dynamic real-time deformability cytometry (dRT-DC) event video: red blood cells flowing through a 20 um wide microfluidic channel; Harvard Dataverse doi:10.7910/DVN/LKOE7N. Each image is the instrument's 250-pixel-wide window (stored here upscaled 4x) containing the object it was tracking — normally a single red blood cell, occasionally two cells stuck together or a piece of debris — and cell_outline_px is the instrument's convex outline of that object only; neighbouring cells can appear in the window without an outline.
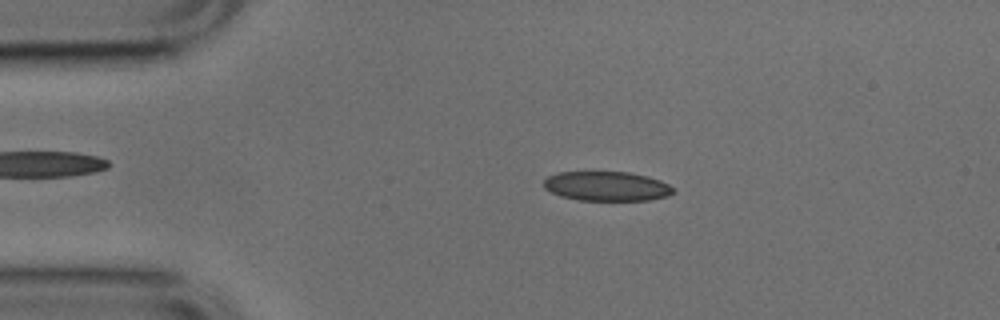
{"species": "common noctule bat (a hibernating species)", "species_latin": "Nyctalus noctula", "temperature_condition": "cold", "stored_images_in_passage": 50, "camera_frame_rate_fps": 3000, "um_per_image_px": 0.085, "animal": {"sex": "male", "body_mass_g": 17.9, "forearm_length_mm": 54.2}, "frame": {"image": 1, "passage_image": 9, "time_ms": 2.667, "image_size_px": [1000, 320], "cell_outline_px": [[676, 192], [668, 196], [648, 200], [580, 200], [560, 196], [544, 188], [544, 180], [548, 176], [556, 172], [628, 172], [648, 176], [660, 180], [668, 184]], "centroid_in_image_um": [51.57, 15.82], "position_along_channel_um": 33.4, "area_um2": 22.25}}
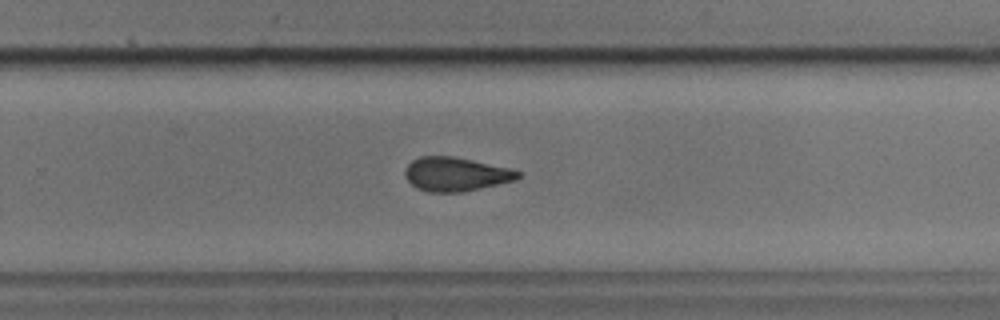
{"frame": {"image": 2, "passage_image": 32, "time_ms": 10.333, "image_size_px": [1000, 320], "cell_outline_px": [[520, 176], [516, 180], [480, 188], [460, 192], [428, 192], [416, 188], [404, 176], [404, 168], [412, 160], [420, 156], [452, 156], [512, 168], [520, 172]], "centroid_in_image_um": [38.72, 14.8], "position_along_channel_um": 291.1, "area_um2": 22.37}}
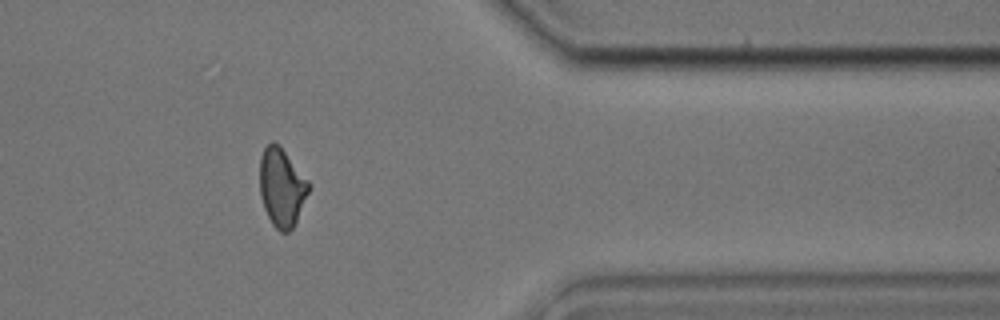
{"frame": {"image": 3, "passage_image": 41, "time_ms": 13.333, "image_size_px": [1000, 320], "cell_outline_px": [[308, 192], [296, 220], [292, 228], [288, 232], [280, 232], [272, 224], [264, 208], [260, 196], [260, 156], [264, 148], [272, 140], [280, 144], [308, 180]], "centroid_in_image_um": [23.92, 15.88], "position_along_channel_um": 387.5, "area_um2": 22.2}, "authors_computed_cell_mechanics": {"area_um2": 22.8599, "velocity_mm_per_s": 3.8341, "shape_relaxation_time_tau1_ms": 7.0223, "shape_relaxation_time_tau2_ms": 2.0185, "deformation_change_tau1": 0.1607, "deformation_change_tau2": 0.0994}}